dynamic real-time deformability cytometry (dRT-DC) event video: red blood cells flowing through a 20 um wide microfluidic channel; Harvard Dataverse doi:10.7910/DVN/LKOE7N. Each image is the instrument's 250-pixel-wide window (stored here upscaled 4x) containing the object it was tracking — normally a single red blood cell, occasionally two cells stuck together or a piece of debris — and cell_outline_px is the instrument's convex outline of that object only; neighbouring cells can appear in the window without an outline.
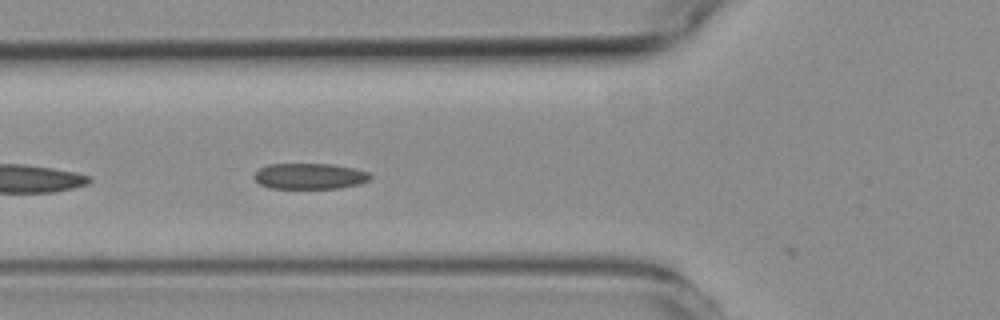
{"species": "common noctule bat (a hibernating species)", "species_latin": "Nyctalus noctula", "temperature_condition": "room temperature", "stored_images_in_passage": 5, "camera_frame_rate_fps": 3000, "um_per_image_px": 0.085, "animal": {"sex": "female", "body_mass_g": 19.3, "forearm_length_mm": 54.1}, "frame": {"image": 1, "passage_image": 5, "time_ms": 6.0, "image_size_px": [1000, 320], "cell_outline_px": [[372, 176], [368, 180], [360, 184], [340, 188], [268, 188], [260, 184], [252, 176], [260, 168], [268, 164], [332, 164], [356, 168], [368, 172]], "centroid_in_image_um": [26.33, 14.97], "position_along_channel_um": 99.5, "area_um2": 17.57}}